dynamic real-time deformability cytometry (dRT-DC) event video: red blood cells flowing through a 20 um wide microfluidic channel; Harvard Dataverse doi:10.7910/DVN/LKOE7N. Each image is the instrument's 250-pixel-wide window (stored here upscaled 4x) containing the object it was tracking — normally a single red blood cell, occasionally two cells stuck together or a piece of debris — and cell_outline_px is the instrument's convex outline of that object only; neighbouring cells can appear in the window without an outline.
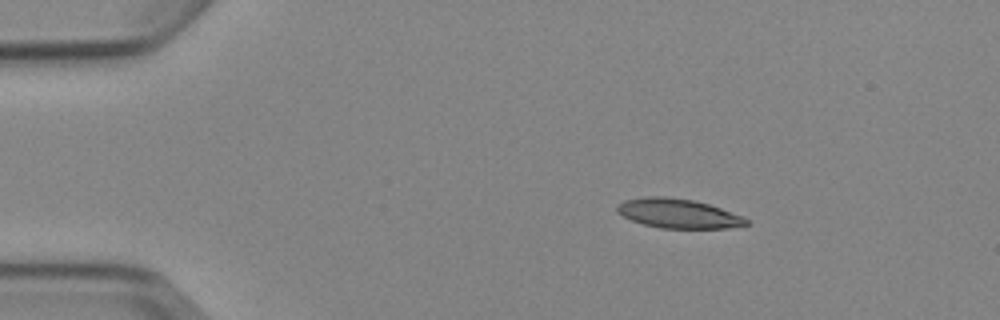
{"species": "Egyptian fruit bat (a non-hibernating species)", "species_latin": "Rousettus aegyptiacus", "temperature_condition": "cold", "stored_images_in_passage": 3, "camera_frame_rate_fps": 3000, "um_per_image_px": 0.085, "animal": {"sex": "female"}, "frame": {"image": 1, "passage_image": 1, "time_ms": 0.0, "image_size_px": [1000, 320], "cell_outline_px": [[752, 224], [728, 228], [660, 228], [644, 224], [632, 220], [616, 212], [616, 204], [624, 200], [644, 196], [664, 196], [692, 200], [708, 204], [744, 216]], "centroid_in_image_um": [57.65, 18.14], "position_along_channel_um": 27.4, "area_um2": 22.2}}